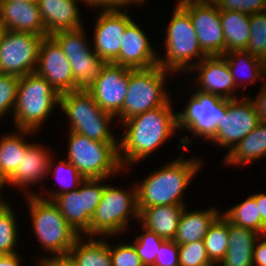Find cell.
Wrapping results in <instances>:
<instances>
[{"label": "cell", "mask_w": 266, "mask_h": 266, "mask_svg": "<svg viewBox=\"0 0 266 266\" xmlns=\"http://www.w3.org/2000/svg\"><path fill=\"white\" fill-rule=\"evenodd\" d=\"M55 159L53 158V155L50 159L49 163V173L55 176L56 181L59 182L61 186L60 189H45L43 190L44 187H42V193H36V196L46 199L48 201H52L56 196L69 192V191H74L76 190L81 182L84 180V177L79 173V171L65 158L64 160H61L57 165L55 166ZM54 162V163H53ZM54 166V168H53ZM51 172V173H50ZM45 193V194H44Z\"/></svg>", "instance_id": "cell-32"}, {"label": "cell", "mask_w": 266, "mask_h": 266, "mask_svg": "<svg viewBox=\"0 0 266 266\" xmlns=\"http://www.w3.org/2000/svg\"><path fill=\"white\" fill-rule=\"evenodd\" d=\"M172 98L163 106L135 115L122 122L119 138V160L122 168L137 164L174 137L178 129L177 112ZM175 134V135H174Z\"/></svg>", "instance_id": "cell-1"}, {"label": "cell", "mask_w": 266, "mask_h": 266, "mask_svg": "<svg viewBox=\"0 0 266 266\" xmlns=\"http://www.w3.org/2000/svg\"><path fill=\"white\" fill-rule=\"evenodd\" d=\"M129 68L106 63L97 79L87 88L94 101L115 117L122 111L128 90Z\"/></svg>", "instance_id": "cell-16"}, {"label": "cell", "mask_w": 266, "mask_h": 266, "mask_svg": "<svg viewBox=\"0 0 266 266\" xmlns=\"http://www.w3.org/2000/svg\"><path fill=\"white\" fill-rule=\"evenodd\" d=\"M262 82H264L262 88L259 90L260 92L253 99V101L258 111L260 122L266 123V82Z\"/></svg>", "instance_id": "cell-45"}, {"label": "cell", "mask_w": 266, "mask_h": 266, "mask_svg": "<svg viewBox=\"0 0 266 266\" xmlns=\"http://www.w3.org/2000/svg\"><path fill=\"white\" fill-rule=\"evenodd\" d=\"M85 30L83 26L51 35L69 60L74 79V91L87 89L97 79L102 67L106 64L89 45Z\"/></svg>", "instance_id": "cell-11"}, {"label": "cell", "mask_w": 266, "mask_h": 266, "mask_svg": "<svg viewBox=\"0 0 266 266\" xmlns=\"http://www.w3.org/2000/svg\"><path fill=\"white\" fill-rule=\"evenodd\" d=\"M0 21L6 30L45 35L37 2L0 0Z\"/></svg>", "instance_id": "cell-23"}, {"label": "cell", "mask_w": 266, "mask_h": 266, "mask_svg": "<svg viewBox=\"0 0 266 266\" xmlns=\"http://www.w3.org/2000/svg\"><path fill=\"white\" fill-rule=\"evenodd\" d=\"M40 266H77L68 256L47 259L39 264Z\"/></svg>", "instance_id": "cell-46"}, {"label": "cell", "mask_w": 266, "mask_h": 266, "mask_svg": "<svg viewBox=\"0 0 266 266\" xmlns=\"http://www.w3.org/2000/svg\"><path fill=\"white\" fill-rule=\"evenodd\" d=\"M37 143H28L26 152L14 174L8 180V187L23 190L24 197L36 196L31 186L48 177L52 157L50 149ZM29 187V189H28Z\"/></svg>", "instance_id": "cell-21"}, {"label": "cell", "mask_w": 266, "mask_h": 266, "mask_svg": "<svg viewBox=\"0 0 266 266\" xmlns=\"http://www.w3.org/2000/svg\"><path fill=\"white\" fill-rule=\"evenodd\" d=\"M59 109L69 119V131L100 142H119L111 131L116 117L103 111L87 89L60 94Z\"/></svg>", "instance_id": "cell-7"}, {"label": "cell", "mask_w": 266, "mask_h": 266, "mask_svg": "<svg viewBox=\"0 0 266 266\" xmlns=\"http://www.w3.org/2000/svg\"><path fill=\"white\" fill-rule=\"evenodd\" d=\"M14 132V133H13ZM13 132L0 136V164L5 175L10 178L17 167H19L22 157L26 152L27 135L36 133L31 130L15 129ZM25 135V136H24Z\"/></svg>", "instance_id": "cell-31"}, {"label": "cell", "mask_w": 266, "mask_h": 266, "mask_svg": "<svg viewBox=\"0 0 266 266\" xmlns=\"http://www.w3.org/2000/svg\"><path fill=\"white\" fill-rule=\"evenodd\" d=\"M20 253L0 255V266H22Z\"/></svg>", "instance_id": "cell-47"}, {"label": "cell", "mask_w": 266, "mask_h": 266, "mask_svg": "<svg viewBox=\"0 0 266 266\" xmlns=\"http://www.w3.org/2000/svg\"><path fill=\"white\" fill-rule=\"evenodd\" d=\"M112 266H145L132 243H119L113 246L107 242ZM112 245V246H111Z\"/></svg>", "instance_id": "cell-40"}, {"label": "cell", "mask_w": 266, "mask_h": 266, "mask_svg": "<svg viewBox=\"0 0 266 266\" xmlns=\"http://www.w3.org/2000/svg\"><path fill=\"white\" fill-rule=\"evenodd\" d=\"M157 54L147 34L133 20L124 31L119 55L111 63L129 69H146L158 65L160 55Z\"/></svg>", "instance_id": "cell-20"}, {"label": "cell", "mask_w": 266, "mask_h": 266, "mask_svg": "<svg viewBox=\"0 0 266 266\" xmlns=\"http://www.w3.org/2000/svg\"><path fill=\"white\" fill-rule=\"evenodd\" d=\"M225 38V53L246 50L250 40V14L239 11H220Z\"/></svg>", "instance_id": "cell-30"}, {"label": "cell", "mask_w": 266, "mask_h": 266, "mask_svg": "<svg viewBox=\"0 0 266 266\" xmlns=\"http://www.w3.org/2000/svg\"><path fill=\"white\" fill-rule=\"evenodd\" d=\"M266 156V123H259L223 159L225 166L252 164Z\"/></svg>", "instance_id": "cell-28"}, {"label": "cell", "mask_w": 266, "mask_h": 266, "mask_svg": "<svg viewBox=\"0 0 266 266\" xmlns=\"http://www.w3.org/2000/svg\"><path fill=\"white\" fill-rule=\"evenodd\" d=\"M30 211L31 229L36 239L50 257L42 256L41 262L55 258L67 257L70 249L80 235L65 221L59 208L52 202L38 196H27Z\"/></svg>", "instance_id": "cell-3"}, {"label": "cell", "mask_w": 266, "mask_h": 266, "mask_svg": "<svg viewBox=\"0 0 266 266\" xmlns=\"http://www.w3.org/2000/svg\"><path fill=\"white\" fill-rule=\"evenodd\" d=\"M180 266H215L207 255L204 240L178 245Z\"/></svg>", "instance_id": "cell-38"}, {"label": "cell", "mask_w": 266, "mask_h": 266, "mask_svg": "<svg viewBox=\"0 0 266 266\" xmlns=\"http://www.w3.org/2000/svg\"><path fill=\"white\" fill-rule=\"evenodd\" d=\"M152 266H180L178 245L173 240H165Z\"/></svg>", "instance_id": "cell-42"}, {"label": "cell", "mask_w": 266, "mask_h": 266, "mask_svg": "<svg viewBox=\"0 0 266 266\" xmlns=\"http://www.w3.org/2000/svg\"><path fill=\"white\" fill-rule=\"evenodd\" d=\"M130 218L139 221L136 184L125 190L106 183L90 221L89 237L108 238L125 234L129 230V221H132Z\"/></svg>", "instance_id": "cell-6"}, {"label": "cell", "mask_w": 266, "mask_h": 266, "mask_svg": "<svg viewBox=\"0 0 266 266\" xmlns=\"http://www.w3.org/2000/svg\"><path fill=\"white\" fill-rule=\"evenodd\" d=\"M20 77L0 74V118L12 114L16 102L17 86ZM10 112V113H8ZM0 119V120H1Z\"/></svg>", "instance_id": "cell-39"}, {"label": "cell", "mask_w": 266, "mask_h": 266, "mask_svg": "<svg viewBox=\"0 0 266 266\" xmlns=\"http://www.w3.org/2000/svg\"><path fill=\"white\" fill-rule=\"evenodd\" d=\"M254 246L253 266H266V234H261Z\"/></svg>", "instance_id": "cell-44"}, {"label": "cell", "mask_w": 266, "mask_h": 266, "mask_svg": "<svg viewBox=\"0 0 266 266\" xmlns=\"http://www.w3.org/2000/svg\"><path fill=\"white\" fill-rule=\"evenodd\" d=\"M2 193L0 194V211L9 203L2 198Z\"/></svg>", "instance_id": "cell-51"}, {"label": "cell", "mask_w": 266, "mask_h": 266, "mask_svg": "<svg viewBox=\"0 0 266 266\" xmlns=\"http://www.w3.org/2000/svg\"><path fill=\"white\" fill-rule=\"evenodd\" d=\"M69 161L84 177L111 178L124 171L119 160V142H100L76 132H68Z\"/></svg>", "instance_id": "cell-8"}, {"label": "cell", "mask_w": 266, "mask_h": 266, "mask_svg": "<svg viewBox=\"0 0 266 266\" xmlns=\"http://www.w3.org/2000/svg\"><path fill=\"white\" fill-rule=\"evenodd\" d=\"M255 200L261 215V221L266 226V193L255 194Z\"/></svg>", "instance_id": "cell-48"}, {"label": "cell", "mask_w": 266, "mask_h": 266, "mask_svg": "<svg viewBox=\"0 0 266 266\" xmlns=\"http://www.w3.org/2000/svg\"><path fill=\"white\" fill-rule=\"evenodd\" d=\"M35 73L45 78L59 94L74 91L69 60L51 36H45L40 43Z\"/></svg>", "instance_id": "cell-18"}, {"label": "cell", "mask_w": 266, "mask_h": 266, "mask_svg": "<svg viewBox=\"0 0 266 266\" xmlns=\"http://www.w3.org/2000/svg\"><path fill=\"white\" fill-rule=\"evenodd\" d=\"M260 123L252 96L226 100V113L217 123L214 135L208 140L227 147L226 155Z\"/></svg>", "instance_id": "cell-13"}, {"label": "cell", "mask_w": 266, "mask_h": 266, "mask_svg": "<svg viewBox=\"0 0 266 266\" xmlns=\"http://www.w3.org/2000/svg\"><path fill=\"white\" fill-rule=\"evenodd\" d=\"M78 2L82 0H37L46 36L83 27Z\"/></svg>", "instance_id": "cell-22"}, {"label": "cell", "mask_w": 266, "mask_h": 266, "mask_svg": "<svg viewBox=\"0 0 266 266\" xmlns=\"http://www.w3.org/2000/svg\"><path fill=\"white\" fill-rule=\"evenodd\" d=\"M141 229L142 232L134 238L132 243L143 264L152 266L165 239L143 226H141Z\"/></svg>", "instance_id": "cell-37"}, {"label": "cell", "mask_w": 266, "mask_h": 266, "mask_svg": "<svg viewBox=\"0 0 266 266\" xmlns=\"http://www.w3.org/2000/svg\"><path fill=\"white\" fill-rule=\"evenodd\" d=\"M250 30L246 51L266 62V11L250 15Z\"/></svg>", "instance_id": "cell-36"}, {"label": "cell", "mask_w": 266, "mask_h": 266, "mask_svg": "<svg viewBox=\"0 0 266 266\" xmlns=\"http://www.w3.org/2000/svg\"><path fill=\"white\" fill-rule=\"evenodd\" d=\"M4 31H5V28L3 27L2 22L0 21V39H1L2 34L4 33Z\"/></svg>", "instance_id": "cell-52"}, {"label": "cell", "mask_w": 266, "mask_h": 266, "mask_svg": "<svg viewBox=\"0 0 266 266\" xmlns=\"http://www.w3.org/2000/svg\"><path fill=\"white\" fill-rule=\"evenodd\" d=\"M222 214L215 207L204 210L188 211L187 206L181 213L176 235L173 241L177 245L204 240L208 228Z\"/></svg>", "instance_id": "cell-25"}, {"label": "cell", "mask_w": 266, "mask_h": 266, "mask_svg": "<svg viewBox=\"0 0 266 266\" xmlns=\"http://www.w3.org/2000/svg\"><path fill=\"white\" fill-rule=\"evenodd\" d=\"M189 14L199 45L207 56L225 54L220 10L212 0L177 1Z\"/></svg>", "instance_id": "cell-15"}, {"label": "cell", "mask_w": 266, "mask_h": 266, "mask_svg": "<svg viewBox=\"0 0 266 266\" xmlns=\"http://www.w3.org/2000/svg\"><path fill=\"white\" fill-rule=\"evenodd\" d=\"M220 11L255 14L266 11V0H212Z\"/></svg>", "instance_id": "cell-41"}, {"label": "cell", "mask_w": 266, "mask_h": 266, "mask_svg": "<svg viewBox=\"0 0 266 266\" xmlns=\"http://www.w3.org/2000/svg\"><path fill=\"white\" fill-rule=\"evenodd\" d=\"M260 234L229 221L228 249L218 266H253L254 246Z\"/></svg>", "instance_id": "cell-26"}, {"label": "cell", "mask_w": 266, "mask_h": 266, "mask_svg": "<svg viewBox=\"0 0 266 266\" xmlns=\"http://www.w3.org/2000/svg\"><path fill=\"white\" fill-rule=\"evenodd\" d=\"M82 4L95 9L108 10V9H121L122 7L129 6L126 0H82Z\"/></svg>", "instance_id": "cell-43"}, {"label": "cell", "mask_w": 266, "mask_h": 266, "mask_svg": "<svg viewBox=\"0 0 266 266\" xmlns=\"http://www.w3.org/2000/svg\"><path fill=\"white\" fill-rule=\"evenodd\" d=\"M8 180L9 178L5 175L4 171L2 170L1 164H0V188L1 189H3V187L5 188V186L8 187Z\"/></svg>", "instance_id": "cell-49"}, {"label": "cell", "mask_w": 266, "mask_h": 266, "mask_svg": "<svg viewBox=\"0 0 266 266\" xmlns=\"http://www.w3.org/2000/svg\"><path fill=\"white\" fill-rule=\"evenodd\" d=\"M231 223L257 233L266 234V226L261 221V215L255 200V194L250 195L241 203L235 204L222 213Z\"/></svg>", "instance_id": "cell-33"}, {"label": "cell", "mask_w": 266, "mask_h": 266, "mask_svg": "<svg viewBox=\"0 0 266 266\" xmlns=\"http://www.w3.org/2000/svg\"><path fill=\"white\" fill-rule=\"evenodd\" d=\"M129 4H135V6H136V4H138V6L141 4H144V2L146 3L147 1L146 0H126Z\"/></svg>", "instance_id": "cell-50"}, {"label": "cell", "mask_w": 266, "mask_h": 266, "mask_svg": "<svg viewBox=\"0 0 266 266\" xmlns=\"http://www.w3.org/2000/svg\"><path fill=\"white\" fill-rule=\"evenodd\" d=\"M11 204H7L0 211V255H9L18 253L15 250L19 238L18 222L15 210H12Z\"/></svg>", "instance_id": "cell-35"}, {"label": "cell", "mask_w": 266, "mask_h": 266, "mask_svg": "<svg viewBox=\"0 0 266 266\" xmlns=\"http://www.w3.org/2000/svg\"><path fill=\"white\" fill-rule=\"evenodd\" d=\"M199 158H179L165 166L156 168L145 176L141 183H136L138 207L182 205L184 191L191 184L197 172L203 167Z\"/></svg>", "instance_id": "cell-2"}, {"label": "cell", "mask_w": 266, "mask_h": 266, "mask_svg": "<svg viewBox=\"0 0 266 266\" xmlns=\"http://www.w3.org/2000/svg\"><path fill=\"white\" fill-rule=\"evenodd\" d=\"M193 71L198 74L195 76L196 79L194 78L196 82L193 80L197 85L194 86L197 88L196 91L213 94L226 100L238 98L234 94L238 89L223 55L205 56L189 73Z\"/></svg>", "instance_id": "cell-19"}, {"label": "cell", "mask_w": 266, "mask_h": 266, "mask_svg": "<svg viewBox=\"0 0 266 266\" xmlns=\"http://www.w3.org/2000/svg\"><path fill=\"white\" fill-rule=\"evenodd\" d=\"M172 74L159 65L146 69H129L127 94L122 111L116 119L124 122L135 115L165 105L172 98L165 87L167 76Z\"/></svg>", "instance_id": "cell-9"}, {"label": "cell", "mask_w": 266, "mask_h": 266, "mask_svg": "<svg viewBox=\"0 0 266 266\" xmlns=\"http://www.w3.org/2000/svg\"><path fill=\"white\" fill-rule=\"evenodd\" d=\"M45 36L5 29L0 39V74L23 77L35 73Z\"/></svg>", "instance_id": "cell-14"}, {"label": "cell", "mask_w": 266, "mask_h": 266, "mask_svg": "<svg viewBox=\"0 0 266 266\" xmlns=\"http://www.w3.org/2000/svg\"><path fill=\"white\" fill-rule=\"evenodd\" d=\"M128 9L100 10L95 20L92 47L94 52L106 63H111L120 53L123 34L134 20Z\"/></svg>", "instance_id": "cell-17"}, {"label": "cell", "mask_w": 266, "mask_h": 266, "mask_svg": "<svg viewBox=\"0 0 266 266\" xmlns=\"http://www.w3.org/2000/svg\"><path fill=\"white\" fill-rule=\"evenodd\" d=\"M11 1H17V2H37V0H11Z\"/></svg>", "instance_id": "cell-53"}, {"label": "cell", "mask_w": 266, "mask_h": 266, "mask_svg": "<svg viewBox=\"0 0 266 266\" xmlns=\"http://www.w3.org/2000/svg\"><path fill=\"white\" fill-rule=\"evenodd\" d=\"M108 178L84 179L74 191L56 196L52 202L65 221L80 235L89 237L91 218L101 201Z\"/></svg>", "instance_id": "cell-12"}, {"label": "cell", "mask_w": 266, "mask_h": 266, "mask_svg": "<svg viewBox=\"0 0 266 266\" xmlns=\"http://www.w3.org/2000/svg\"><path fill=\"white\" fill-rule=\"evenodd\" d=\"M68 257L77 266H112L109 246L103 237L96 239L80 236L70 249Z\"/></svg>", "instance_id": "cell-29"}, {"label": "cell", "mask_w": 266, "mask_h": 266, "mask_svg": "<svg viewBox=\"0 0 266 266\" xmlns=\"http://www.w3.org/2000/svg\"><path fill=\"white\" fill-rule=\"evenodd\" d=\"M175 4L173 16L165 30V55L158 57V65L175 75L179 72L189 74L207 55L199 45L190 14L178 2Z\"/></svg>", "instance_id": "cell-5"}, {"label": "cell", "mask_w": 266, "mask_h": 266, "mask_svg": "<svg viewBox=\"0 0 266 266\" xmlns=\"http://www.w3.org/2000/svg\"><path fill=\"white\" fill-rule=\"evenodd\" d=\"M184 207L182 205L138 207L139 223L141 222L140 225L155 232L159 237L173 240Z\"/></svg>", "instance_id": "cell-24"}, {"label": "cell", "mask_w": 266, "mask_h": 266, "mask_svg": "<svg viewBox=\"0 0 266 266\" xmlns=\"http://www.w3.org/2000/svg\"><path fill=\"white\" fill-rule=\"evenodd\" d=\"M223 56L228 64L230 74L234 79L237 89L241 87L240 89L244 90L248 87L247 84H255L258 80L262 81L264 79L266 81V62L253 56L248 51L234 50L225 53Z\"/></svg>", "instance_id": "cell-27"}, {"label": "cell", "mask_w": 266, "mask_h": 266, "mask_svg": "<svg viewBox=\"0 0 266 266\" xmlns=\"http://www.w3.org/2000/svg\"><path fill=\"white\" fill-rule=\"evenodd\" d=\"M57 105H60V94L45 78L36 73L20 77L12 112L14 129L37 133Z\"/></svg>", "instance_id": "cell-4"}, {"label": "cell", "mask_w": 266, "mask_h": 266, "mask_svg": "<svg viewBox=\"0 0 266 266\" xmlns=\"http://www.w3.org/2000/svg\"><path fill=\"white\" fill-rule=\"evenodd\" d=\"M183 111L177 112L178 129L193 136L179 139L178 149L188 151L193 138L209 140L215 133L217 123L226 113V99L200 91L193 92Z\"/></svg>", "instance_id": "cell-10"}, {"label": "cell", "mask_w": 266, "mask_h": 266, "mask_svg": "<svg viewBox=\"0 0 266 266\" xmlns=\"http://www.w3.org/2000/svg\"><path fill=\"white\" fill-rule=\"evenodd\" d=\"M229 220L221 214L208 228L204 237L209 260L218 266L228 249Z\"/></svg>", "instance_id": "cell-34"}]
</instances>
